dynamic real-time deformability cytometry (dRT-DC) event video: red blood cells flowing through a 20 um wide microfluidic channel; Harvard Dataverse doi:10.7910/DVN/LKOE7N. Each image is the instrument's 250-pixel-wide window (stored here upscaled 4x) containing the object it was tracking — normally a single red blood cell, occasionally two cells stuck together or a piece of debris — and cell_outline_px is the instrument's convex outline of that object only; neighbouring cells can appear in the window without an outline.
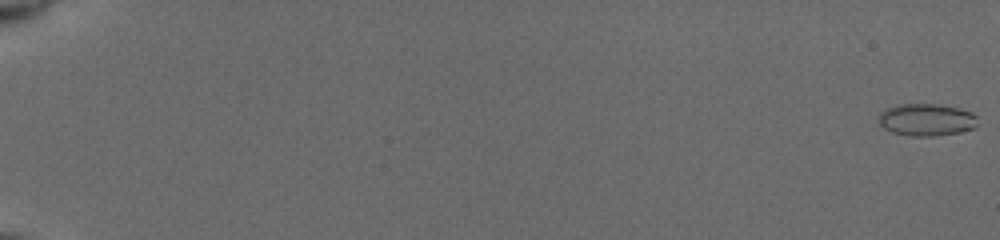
{"species": "common noctule bat (a hibernating species)", "species_latin": "Nyctalus noctula", "temperature_condition": "cold", "stored_images_in_passage": 11, "camera_frame_rate_fps": 3000, "um_per_image_px": 0.085, "animal": {"sex": "female", "body_mass_g": 19.5, "forearm_length_mm": 54.1}, "frame": {"image": 1, "passage_image": 1, "time_ms": 0.0, "image_size_px": [1000, 240], "cell_outline_px": [[976, 128], [960, 132], [936, 136], [908, 136], [892, 132], [884, 128], [880, 124], [880, 112], [888, 108], [900, 104], [940, 104], [972, 112], [976, 116]], "centroid_in_image_um": [78.77, 10.19], "position_along_channel_um": 6.2, "area_um2": 18.55}}